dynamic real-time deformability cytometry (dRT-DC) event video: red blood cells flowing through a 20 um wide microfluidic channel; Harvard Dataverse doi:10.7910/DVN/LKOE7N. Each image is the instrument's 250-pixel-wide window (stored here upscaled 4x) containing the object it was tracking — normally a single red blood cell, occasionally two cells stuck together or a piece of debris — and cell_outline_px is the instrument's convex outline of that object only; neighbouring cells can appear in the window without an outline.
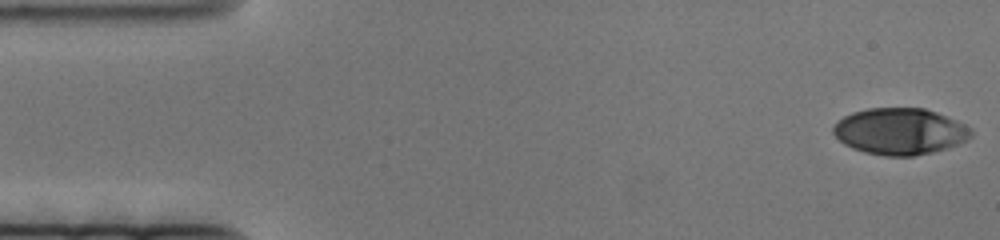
{"species": "human", "species_latin": "Homo sapiens", "temperature_condition": "cold", "stored_images_in_passage": 79, "camera_frame_rate_fps": 3000, "um_per_image_px": 0.085, "donor": {"sex": "female"}, "frame": {"image": 1, "passage_image": 1, "time_ms": 0.0, "image_size_px": [1000, 240], "cell_outline_px": [[972, 136], [948, 148], [932, 152], [912, 156], [884, 156], [864, 152], [852, 148], [844, 144], [832, 132], [832, 128], [844, 116], [852, 112], [868, 108], [924, 108], [936, 112], [956, 120], [972, 128]], "centroid_in_image_um": [76.49, 11.17], "position_along_channel_um": 8.5, "area_um2": 37.22}}
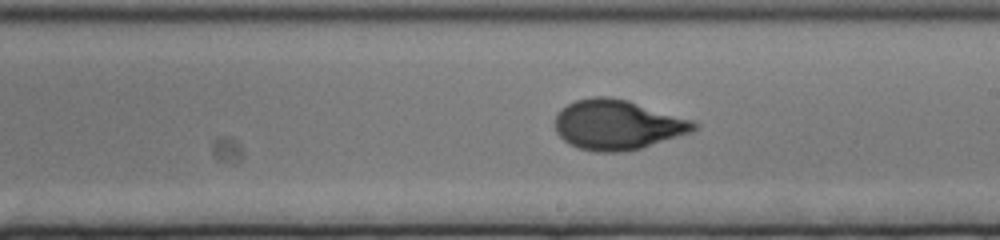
{"frame": {"image": 2, "passage_image": 43, "time_ms": 14.0, "image_size_px": [1000, 240], "cell_outline_px": [[700, 124], [692, 132], [640, 148], [624, 152], [596, 152], [580, 148], [568, 144], [556, 132], [556, 116], [568, 104], [576, 100], [592, 96], [608, 96], [628, 100], [692, 120]], "centroid_in_image_um": [52.49, 10.61], "position_along_channel_um": 236.5, "area_um2": 40.11}}
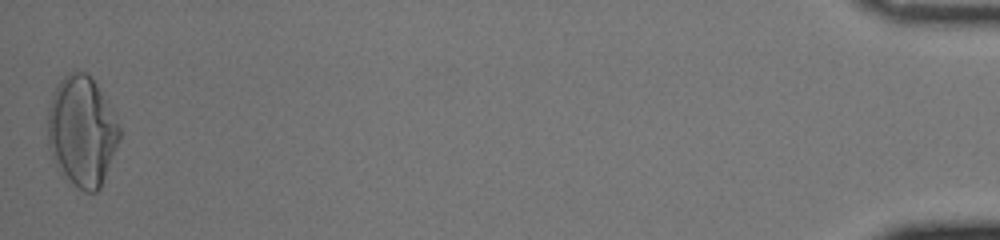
{"frame": {"image": 3, "passage_image": 78, "time_ms": 25.667, "image_size_px": [1000, 240], "cell_outline_px": [[120, 140], [100, 188], [96, 192], [84, 192], [64, 180], [52, 160], [48, 148], [48, 104], [60, 80], [68, 72], [88, 72], [96, 84], [108, 104], [120, 128]], "centroid_in_image_um": [6.93, 11.2], "position_along_channel_um": 428.3, "area_um2": 46.41}}